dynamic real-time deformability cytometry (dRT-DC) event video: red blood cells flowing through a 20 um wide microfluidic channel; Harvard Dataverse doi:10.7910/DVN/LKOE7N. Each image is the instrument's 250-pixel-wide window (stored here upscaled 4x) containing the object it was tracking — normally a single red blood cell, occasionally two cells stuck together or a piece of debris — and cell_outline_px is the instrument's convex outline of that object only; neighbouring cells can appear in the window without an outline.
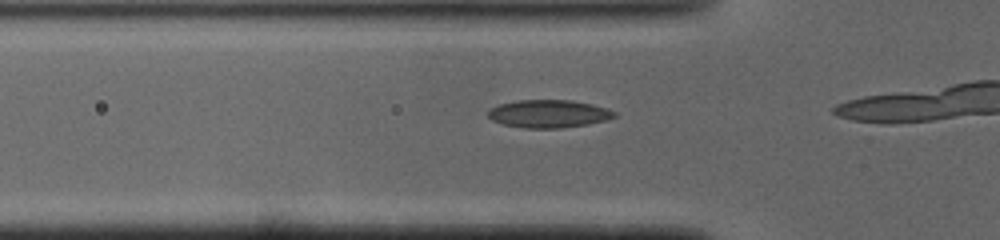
{"species": "common noctule bat (a hibernating species)", "species_latin": "Nyctalus noctula", "temperature_condition": "cold", "stored_images_in_passage": 8, "camera_frame_rate_fps": 3000, "um_per_image_px": 0.085, "animal": {"sex": "male", "body_mass_g": 19.0, "forearm_length_mm": 50.8}, "frame": {"image": 1, "passage_image": 6, "time_ms": 1.667, "image_size_px": [1000, 240], "cell_outline_px": [[616, 116], [608, 120], [588, 124], [560, 128], [524, 128], [504, 124], [492, 120], [488, 116], [488, 108], [500, 104], [516, 100], [572, 100], [592, 104], [616, 112]], "centroid_in_image_um": [46.62, 9.67], "position_along_channel_um": 79.2, "area_um2": 20.52}}